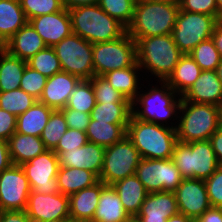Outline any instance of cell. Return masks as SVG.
<instances>
[{
    "label": "cell",
    "instance_id": "42",
    "mask_svg": "<svg viewBox=\"0 0 222 222\" xmlns=\"http://www.w3.org/2000/svg\"><path fill=\"white\" fill-rule=\"evenodd\" d=\"M89 80L95 92L96 103H132L115 90L103 76L94 75Z\"/></svg>",
    "mask_w": 222,
    "mask_h": 222
},
{
    "label": "cell",
    "instance_id": "3",
    "mask_svg": "<svg viewBox=\"0 0 222 222\" xmlns=\"http://www.w3.org/2000/svg\"><path fill=\"white\" fill-rule=\"evenodd\" d=\"M126 136L143 159H171L178 142L175 128L142 121L133 115L126 128Z\"/></svg>",
    "mask_w": 222,
    "mask_h": 222
},
{
    "label": "cell",
    "instance_id": "2",
    "mask_svg": "<svg viewBox=\"0 0 222 222\" xmlns=\"http://www.w3.org/2000/svg\"><path fill=\"white\" fill-rule=\"evenodd\" d=\"M135 43L137 63L145 80L166 81L183 55L171 34L143 37Z\"/></svg>",
    "mask_w": 222,
    "mask_h": 222
},
{
    "label": "cell",
    "instance_id": "43",
    "mask_svg": "<svg viewBox=\"0 0 222 222\" xmlns=\"http://www.w3.org/2000/svg\"><path fill=\"white\" fill-rule=\"evenodd\" d=\"M46 81V76L31 69L29 66H26L21 78L20 89L39 101L44 86L46 85Z\"/></svg>",
    "mask_w": 222,
    "mask_h": 222
},
{
    "label": "cell",
    "instance_id": "9",
    "mask_svg": "<svg viewBox=\"0 0 222 222\" xmlns=\"http://www.w3.org/2000/svg\"><path fill=\"white\" fill-rule=\"evenodd\" d=\"M219 21L215 16L179 10L171 35L179 50L189 54L200 42L211 38Z\"/></svg>",
    "mask_w": 222,
    "mask_h": 222
},
{
    "label": "cell",
    "instance_id": "20",
    "mask_svg": "<svg viewBox=\"0 0 222 222\" xmlns=\"http://www.w3.org/2000/svg\"><path fill=\"white\" fill-rule=\"evenodd\" d=\"M182 99L193 103L220 106L222 104V83L216 70L202 71Z\"/></svg>",
    "mask_w": 222,
    "mask_h": 222
},
{
    "label": "cell",
    "instance_id": "52",
    "mask_svg": "<svg viewBox=\"0 0 222 222\" xmlns=\"http://www.w3.org/2000/svg\"><path fill=\"white\" fill-rule=\"evenodd\" d=\"M195 222H222V208L206 210Z\"/></svg>",
    "mask_w": 222,
    "mask_h": 222
},
{
    "label": "cell",
    "instance_id": "47",
    "mask_svg": "<svg viewBox=\"0 0 222 222\" xmlns=\"http://www.w3.org/2000/svg\"><path fill=\"white\" fill-rule=\"evenodd\" d=\"M63 112L67 127L86 132L91 120V115L73 109H61Z\"/></svg>",
    "mask_w": 222,
    "mask_h": 222
},
{
    "label": "cell",
    "instance_id": "40",
    "mask_svg": "<svg viewBox=\"0 0 222 222\" xmlns=\"http://www.w3.org/2000/svg\"><path fill=\"white\" fill-rule=\"evenodd\" d=\"M136 0H99L98 5L126 28L132 23Z\"/></svg>",
    "mask_w": 222,
    "mask_h": 222
},
{
    "label": "cell",
    "instance_id": "12",
    "mask_svg": "<svg viewBox=\"0 0 222 222\" xmlns=\"http://www.w3.org/2000/svg\"><path fill=\"white\" fill-rule=\"evenodd\" d=\"M148 193L174 192L183 177L172 159H141L135 171Z\"/></svg>",
    "mask_w": 222,
    "mask_h": 222
},
{
    "label": "cell",
    "instance_id": "35",
    "mask_svg": "<svg viewBox=\"0 0 222 222\" xmlns=\"http://www.w3.org/2000/svg\"><path fill=\"white\" fill-rule=\"evenodd\" d=\"M95 105V92L91 81L88 79L79 81L63 109H73L91 114Z\"/></svg>",
    "mask_w": 222,
    "mask_h": 222
},
{
    "label": "cell",
    "instance_id": "22",
    "mask_svg": "<svg viewBox=\"0 0 222 222\" xmlns=\"http://www.w3.org/2000/svg\"><path fill=\"white\" fill-rule=\"evenodd\" d=\"M106 184L99 181L94 186L69 195L71 221L91 222L95 215L100 193Z\"/></svg>",
    "mask_w": 222,
    "mask_h": 222
},
{
    "label": "cell",
    "instance_id": "4",
    "mask_svg": "<svg viewBox=\"0 0 222 222\" xmlns=\"http://www.w3.org/2000/svg\"><path fill=\"white\" fill-rule=\"evenodd\" d=\"M179 10V3L137 0L134 17L127 27V33L135 42L143 37L171 34Z\"/></svg>",
    "mask_w": 222,
    "mask_h": 222
},
{
    "label": "cell",
    "instance_id": "50",
    "mask_svg": "<svg viewBox=\"0 0 222 222\" xmlns=\"http://www.w3.org/2000/svg\"><path fill=\"white\" fill-rule=\"evenodd\" d=\"M12 165L13 163L8 149V142L0 139V173L3 170L10 168Z\"/></svg>",
    "mask_w": 222,
    "mask_h": 222
},
{
    "label": "cell",
    "instance_id": "57",
    "mask_svg": "<svg viewBox=\"0 0 222 222\" xmlns=\"http://www.w3.org/2000/svg\"><path fill=\"white\" fill-rule=\"evenodd\" d=\"M152 2H162V3H179L180 0H146Z\"/></svg>",
    "mask_w": 222,
    "mask_h": 222
},
{
    "label": "cell",
    "instance_id": "63",
    "mask_svg": "<svg viewBox=\"0 0 222 222\" xmlns=\"http://www.w3.org/2000/svg\"><path fill=\"white\" fill-rule=\"evenodd\" d=\"M2 218H3V210L0 208V222H2Z\"/></svg>",
    "mask_w": 222,
    "mask_h": 222
},
{
    "label": "cell",
    "instance_id": "56",
    "mask_svg": "<svg viewBox=\"0 0 222 222\" xmlns=\"http://www.w3.org/2000/svg\"><path fill=\"white\" fill-rule=\"evenodd\" d=\"M216 72H217L219 80L222 83V60H221L220 64L217 66Z\"/></svg>",
    "mask_w": 222,
    "mask_h": 222
},
{
    "label": "cell",
    "instance_id": "14",
    "mask_svg": "<svg viewBox=\"0 0 222 222\" xmlns=\"http://www.w3.org/2000/svg\"><path fill=\"white\" fill-rule=\"evenodd\" d=\"M31 191L21 165H12L0 173V208L3 211L25 210Z\"/></svg>",
    "mask_w": 222,
    "mask_h": 222
},
{
    "label": "cell",
    "instance_id": "45",
    "mask_svg": "<svg viewBox=\"0 0 222 222\" xmlns=\"http://www.w3.org/2000/svg\"><path fill=\"white\" fill-rule=\"evenodd\" d=\"M211 207L222 208V166L204 180Z\"/></svg>",
    "mask_w": 222,
    "mask_h": 222
},
{
    "label": "cell",
    "instance_id": "51",
    "mask_svg": "<svg viewBox=\"0 0 222 222\" xmlns=\"http://www.w3.org/2000/svg\"><path fill=\"white\" fill-rule=\"evenodd\" d=\"M2 222H32L25 210L3 211Z\"/></svg>",
    "mask_w": 222,
    "mask_h": 222
},
{
    "label": "cell",
    "instance_id": "13",
    "mask_svg": "<svg viewBox=\"0 0 222 222\" xmlns=\"http://www.w3.org/2000/svg\"><path fill=\"white\" fill-rule=\"evenodd\" d=\"M29 181L31 190L41 194L59 192L57 174L60 168L58 155L46 150L21 165Z\"/></svg>",
    "mask_w": 222,
    "mask_h": 222
},
{
    "label": "cell",
    "instance_id": "58",
    "mask_svg": "<svg viewBox=\"0 0 222 222\" xmlns=\"http://www.w3.org/2000/svg\"><path fill=\"white\" fill-rule=\"evenodd\" d=\"M219 128L222 129V104L219 106Z\"/></svg>",
    "mask_w": 222,
    "mask_h": 222
},
{
    "label": "cell",
    "instance_id": "36",
    "mask_svg": "<svg viewBox=\"0 0 222 222\" xmlns=\"http://www.w3.org/2000/svg\"><path fill=\"white\" fill-rule=\"evenodd\" d=\"M38 100L22 89L0 92V108L14 114L16 117L25 113Z\"/></svg>",
    "mask_w": 222,
    "mask_h": 222
},
{
    "label": "cell",
    "instance_id": "61",
    "mask_svg": "<svg viewBox=\"0 0 222 222\" xmlns=\"http://www.w3.org/2000/svg\"><path fill=\"white\" fill-rule=\"evenodd\" d=\"M126 222H140L137 217H130Z\"/></svg>",
    "mask_w": 222,
    "mask_h": 222
},
{
    "label": "cell",
    "instance_id": "64",
    "mask_svg": "<svg viewBox=\"0 0 222 222\" xmlns=\"http://www.w3.org/2000/svg\"><path fill=\"white\" fill-rule=\"evenodd\" d=\"M67 222H81V221H71V220H69V221H67Z\"/></svg>",
    "mask_w": 222,
    "mask_h": 222
},
{
    "label": "cell",
    "instance_id": "19",
    "mask_svg": "<svg viewBox=\"0 0 222 222\" xmlns=\"http://www.w3.org/2000/svg\"><path fill=\"white\" fill-rule=\"evenodd\" d=\"M80 79L72 74L61 71L48 77L39 102L52 108L61 110L65 108L69 96L74 91Z\"/></svg>",
    "mask_w": 222,
    "mask_h": 222
},
{
    "label": "cell",
    "instance_id": "32",
    "mask_svg": "<svg viewBox=\"0 0 222 222\" xmlns=\"http://www.w3.org/2000/svg\"><path fill=\"white\" fill-rule=\"evenodd\" d=\"M27 62L10 55L6 50L0 53V92L20 88V82Z\"/></svg>",
    "mask_w": 222,
    "mask_h": 222
},
{
    "label": "cell",
    "instance_id": "6",
    "mask_svg": "<svg viewBox=\"0 0 222 222\" xmlns=\"http://www.w3.org/2000/svg\"><path fill=\"white\" fill-rule=\"evenodd\" d=\"M219 128V106L199 104L182 99L176 135L179 142L209 140Z\"/></svg>",
    "mask_w": 222,
    "mask_h": 222
},
{
    "label": "cell",
    "instance_id": "53",
    "mask_svg": "<svg viewBox=\"0 0 222 222\" xmlns=\"http://www.w3.org/2000/svg\"><path fill=\"white\" fill-rule=\"evenodd\" d=\"M211 38L222 59V20L215 25Z\"/></svg>",
    "mask_w": 222,
    "mask_h": 222
},
{
    "label": "cell",
    "instance_id": "10",
    "mask_svg": "<svg viewBox=\"0 0 222 222\" xmlns=\"http://www.w3.org/2000/svg\"><path fill=\"white\" fill-rule=\"evenodd\" d=\"M62 71L88 80L94 76L92 44L75 33H71L52 47Z\"/></svg>",
    "mask_w": 222,
    "mask_h": 222
},
{
    "label": "cell",
    "instance_id": "55",
    "mask_svg": "<svg viewBox=\"0 0 222 222\" xmlns=\"http://www.w3.org/2000/svg\"><path fill=\"white\" fill-rule=\"evenodd\" d=\"M167 222H195V221L184 214L178 213L168 218Z\"/></svg>",
    "mask_w": 222,
    "mask_h": 222
},
{
    "label": "cell",
    "instance_id": "7",
    "mask_svg": "<svg viewBox=\"0 0 222 222\" xmlns=\"http://www.w3.org/2000/svg\"><path fill=\"white\" fill-rule=\"evenodd\" d=\"M183 179L206 180L220 166L209 140L177 142L172 158Z\"/></svg>",
    "mask_w": 222,
    "mask_h": 222
},
{
    "label": "cell",
    "instance_id": "38",
    "mask_svg": "<svg viewBox=\"0 0 222 222\" xmlns=\"http://www.w3.org/2000/svg\"><path fill=\"white\" fill-rule=\"evenodd\" d=\"M26 62L27 66L40 72L47 78L62 71L60 61L52 47H46L45 49L37 52Z\"/></svg>",
    "mask_w": 222,
    "mask_h": 222
},
{
    "label": "cell",
    "instance_id": "27",
    "mask_svg": "<svg viewBox=\"0 0 222 222\" xmlns=\"http://www.w3.org/2000/svg\"><path fill=\"white\" fill-rule=\"evenodd\" d=\"M7 142L13 165H22L47 150L41 138L33 135L15 132Z\"/></svg>",
    "mask_w": 222,
    "mask_h": 222
},
{
    "label": "cell",
    "instance_id": "59",
    "mask_svg": "<svg viewBox=\"0 0 222 222\" xmlns=\"http://www.w3.org/2000/svg\"><path fill=\"white\" fill-rule=\"evenodd\" d=\"M5 51V41L0 37V53Z\"/></svg>",
    "mask_w": 222,
    "mask_h": 222
},
{
    "label": "cell",
    "instance_id": "8",
    "mask_svg": "<svg viewBox=\"0 0 222 222\" xmlns=\"http://www.w3.org/2000/svg\"><path fill=\"white\" fill-rule=\"evenodd\" d=\"M94 75L130 67L137 62L136 43L126 32L122 37L92 44Z\"/></svg>",
    "mask_w": 222,
    "mask_h": 222
},
{
    "label": "cell",
    "instance_id": "16",
    "mask_svg": "<svg viewBox=\"0 0 222 222\" xmlns=\"http://www.w3.org/2000/svg\"><path fill=\"white\" fill-rule=\"evenodd\" d=\"M174 194L179 213L194 221L211 208L204 180L183 179Z\"/></svg>",
    "mask_w": 222,
    "mask_h": 222
},
{
    "label": "cell",
    "instance_id": "49",
    "mask_svg": "<svg viewBox=\"0 0 222 222\" xmlns=\"http://www.w3.org/2000/svg\"><path fill=\"white\" fill-rule=\"evenodd\" d=\"M215 152L218 164L222 166V129L218 128L209 139Z\"/></svg>",
    "mask_w": 222,
    "mask_h": 222
},
{
    "label": "cell",
    "instance_id": "60",
    "mask_svg": "<svg viewBox=\"0 0 222 222\" xmlns=\"http://www.w3.org/2000/svg\"><path fill=\"white\" fill-rule=\"evenodd\" d=\"M217 7H218V11L222 14V0H215Z\"/></svg>",
    "mask_w": 222,
    "mask_h": 222
},
{
    "label": "cell",
    "instance_id": "31",
    "mask_svg": "<svg viewBox=\"0 0 222 222\" xmlns=\"http://www.w3.org/2000/svg\"><path fill=\"white\" fill-rule=\"evenodd\" d=\"M27 22L19 0H0V37L5 42Z\"/></svg>",
    "mask_w": 222,
    "mask_h": 222
},
{
    "label": "cell",
    "instance_id": "18",
    "mask_svg": "<svg viewBox=\"0 0 222 222\" xmlns=\"http://www.w3.org/2000/svg\"><path fill=\"white\" fill-rule=\"evenodd\" d=\"M58 155L60 167L82 168L92 171L98 177L103 166L105 148L98 144L87 142L79 148L68 151H54Z\"/></svg>",
    "mask_w": 222,
    "mask_h": 222
},
{
    "label": "cell",
    "instance_id": "17",
    "mask_svg": "<svg viewBox=\"0 0 222 222\" xmlns=\"http://www.w3.org/2000/svg\"><path fill=\"white\" fill-rule=\"evenodd\" d=\"M41 36L47 47H53L72 33L69 11L50 13L31 18L28 21Z\"/></svg>",
    "mask_w": 222,
    "mask_h": 222
},
{
    "label": "cell",
    "instance_id": "24",
    "mask_svg": "<svg viewBox=\"0 0 222 222\" xmlns=\"http://www.w3.org/2000/svg\"><path fill=\"white\" fill-rule=\"evenodd\" d=\"M103 77L115 90L131 102L136 98L143 83H145L142 70L137 62L130 67L110 71L104 74Z\"/></svg>",
    "mask_w": 222,
    "mask_h": 222
},
{
    "label": "cell",
    "instance_id": "48",
    "mask_svg": "<svg viewBox=\"0 0 222 222\" xmlns=\"http://www.w3.org/2000/svg\"><path fill=\"white\" fill-rule=\"evenodd\" d=\"M17 117L0 108V139L8 140L16 132Z\"/></svg>",
    "mask_w": 222,
    "mask_h": 222
},
{
    "label": "cell",
    "instance_id": "25",
    "mask_svg": "<svg viewBox=\"0 0 222 222\" xmlns=\"http://www.w3.org/2000/svg\"><path fill=\"white\" fill-rule=\"evenodd\" d=\"M112 186L119 195L125 211L130 217H136L148 195L143 183L134 174L116 181Z\"/></svg>",
    "mask_w": 222,
    "mask_h": 222
},
{
    "label": "cell",
    "instance_id": "11",
    "mask_svg": "<svg viewBox=\"0 0 222 222\" xmlns=\"http://www.w3.org/2000/svg\"><path fill=\"white\" fill-rule=\"evenodd\" d=\"M141 155L131 140L124 136L120 141L105 148L99 181L112 185L116 181L134 175Z\"/></svg>",
    "mask_w": 222,
    "mask_h": 222
},
{
    "label": "cell",
    "instance_id": "41",
    "mask_svg": "<svg viewBox=\"0 0 222 222\" xmlns=\"http://www.w3.org/2000/svg\"><path fill=\"white\" fill-rule=\"evenodd\" d=\"M19 2L28 21L64 9L63 0H19Z\"/></svg>",
    "mask_w": 222,
    "mask_h": 222
},
{
    "label": "cell",
    "instance_id": "23",
    "mask_svg": "<svg viewBox=\"0 0 222 222\" xmlns=\"http://www.w3.org/2000/svg\"><path fill=\"white\" fill-rule=\"evenodd\" d=\"M47 46L33 26L27 22L8 41L5 42V50L12 56L28 61L37 52Z\"/></svg>",
    "mask_w": 222,
    "mask_h": 222
},
{
    "label": "cell",
    "instance_id": "37",
    "mask_svg": "<svg viewBox=\"0 0 222 222\" xmlns=\"http://www.w3.org/2000/svg\"><path fill=\"white\" fill-rule=\"evenodd\" d=\"M67 129L68 127L63 112L61 110H53L40 136L45 148L54 150Z\"/></svg>",
    "mask_w": 222,
    "mask_h": 222
},
{
    "label": "cell",
    "instance_id": "26",
    "mask_svg": "<svg viewBox=\"0 0 222 222\" xmlns=\"http://www.w3.org/2000/svg\"><path fill=\"white\" fill-rule=\"evenodd\" d=\"M130 218L112 185H105L91 222H126Z\"/></svg>",
    "mask_w": 222,
    "mask_h": 222
},
{
    "label": "cell",
    "instance_id": "21",
    "mask_svg": "<svg viewBox=\"0 0 222 222\" xmlns=\"http://www.w3.org/2000/svg\"><path fill=\"white\" fill-rule=\"evenodd\" d=\"M178 213L174 192L162 191L148 193L136 217L140 222H167L168 218Z\"/></svg>",
    "mask_w": 222,
    "mask_h": 222
},
{
    "label": "cell",
    "instance_id": "39",
    "mask_svg": "<svg viewBox=\"0 0 222 222\" xmlns=\"http://www.w3.org/2000/svg\"><path fill=\"white\" fill-rule=\"evenodd\" d=\"M189 54L203 71L216 70L222 60L212 38L200 42Z\"/></svg>",
    "mask_w": 222,
    "mask_h": 222
},
{
    "label": "cell",
    "instance_id": "5",
    "mask_svg": "<svg viewBox=\"0 0 222 222\" xmlns=\"http://www.w3.org/2000/svg\"><path fill=\"white\" fill-rule=\"evenodd\" d=\"M72 33L91 44L107 42L122 37L127 28L117 19L110 17L97 4L69 9Z\"/></svg>",
    "mask_w": 222,
    "mask_h": 222
},
{
    "label": "cell",
    "instance_id": "28",
    "mask_svg": "<svg viewBox=\"0 0 222 222\" xmlns=\"http://www.w3.org/2000/svg\"><path fill=\"white\" fill-rule=\"evenodd\" d=\"M59 192L71 195L82 189L94 186L99 177L92 171L82 168L60 167L57 174Z\"/></svg>",
    "mask_w": 222,
    "mask_h": 222
},
{
    "label": "cell",
    "instance_id": "34",
    "mask_svg": "<svg viewBox=\"0 0 222 222\" xmlns=\"http://www.w3.org/2000/svg\"><path fill=\"white\" fill-rule=\"evenodd\" d=\"M91 119L110 124H129L132 103H96Z\"/></svg>",
    "mask_w": 222,
    "mask_h": 222
},
{
    "label": "cell",
    "instance_id": "33",
    "mask_svg": "<svg viewBox=\"0 0 222 222\" xmlns=\"http://www.w3.org/2000/svg\"><path fill=\"white\" fill-rule=\"evenodd\" d=\"M127 125L128 124H110L91 119L86 130V135L89 142L106 148L126 136Z\"/></svg>",
    "mask_w": 222,
    "mask_h": 222
},
{
    "label": "cell",
    "instance_id": "29",
    "mask_svg": "<svg viewBox=\"0 0 222 222\" xmlns=\"http://www.w3.org/2000/svg\"><path fill=\"white\" fill-rule=\"evenodd\" d=\"M202 71L190 54H183L166 82L182 97L198 79Z\"/></svg>",
    "mask_w": 222,
    "mask_h": 222
},
{
    "label": "cell",
    "instance_id": "44",
    "mask_svg": "<svg viewBox=\"0 0 222 222\" xmlns=\"http://www.w3.org/2000/svg\"><path fill=\"white\" fill-rule=\"evenodd\" d=\"M179 7L183 11L207 14L222 20L215 0H180Z\"/></svg>",
    "mask_w": 222,
    "mask_h": 222
},
{
    "label": "cell",
    "instance_id": "54",
    "mask_svg": "<svg viewBox=\"0 0 222 222\" xmlns=\"http://www.w3.org/2000/svg\"><path fill=\"white\" fill-rule=\"evenodd\" d=\"M98 2L99 0H63V6L69 10L79 6L94 5Z\"/></svg>",
    "mask_w": 222,
    "mask_h": 222
},
{
    "label": "cell",
    "instance_id": "15",
    "mask_svg": "<svg viewBox=\"0 0 222 222\" xmlns=\"http://www.w3.org/2000/svg\"><path fill=\"white\" fill-rule=\"evenodd\" d=\"M25 211L32 222L70 220L69 197L60 192L41 194L32 190Z\"/></svg>",
    "mask_w": 222,
    "mask_h": 222
},
{
    "label": "cell",
    "instance_id": "62",
    "mask_svg": "<svg viewBox=\"0 0 222 222\" xmlns=\"http://www.w3.org/2000/svg\"><path fill=\"white\" fill-rule=\"evenodd\" d=\"M69 220H50V221H43V222H67Z\"/></svg>",
    "mask_w": 222,
    "mask_h": 222
},
{
    "label": "cell",
    "instance_id": "1",
    "mask_svg": "<svg viewBox=\"0 0 222 222\" xmlns=\"http://www.w3.org/2000/svg\"><path fill=\"white\" fill-rule=\"evenodd\" d=\"M145 81L147 85L143 83V88L132 101V115L142 121L176 129L182 97L166 81Z\"/></svg>",
    "mask_w": 222,
    "mask_h": 222
},
{
    "label": "cell",
    "instance_id": "46",
    "mask_svg": "<svg viewBox=\"0 0 222 222\" xmlns=\"http://www.w3.org/2000/svg\"><path fill=\"white\" fill-rule=\"evenodd\" d=\"M88 142L86 132L68 128L53 151H68L82 147Z\"/></svg>",
    "mask_w": 222,
    "mask_h": 222
},
{
    "label": "cell",
    "instance_id": "30",
    "mask_svg": "<svg viewBox=\"0 0 222 222\" xmlns=\"http://www.w3.org/2000/svg\"><path fill=\"white\" fill-rule=\"evenodd\" d=\"M53 109L37 101L25 113L17 116L16 132L40 137Z\"/></svg>",
    "mask_w": 222,
    "mask_h": 222
}]
</instances>
